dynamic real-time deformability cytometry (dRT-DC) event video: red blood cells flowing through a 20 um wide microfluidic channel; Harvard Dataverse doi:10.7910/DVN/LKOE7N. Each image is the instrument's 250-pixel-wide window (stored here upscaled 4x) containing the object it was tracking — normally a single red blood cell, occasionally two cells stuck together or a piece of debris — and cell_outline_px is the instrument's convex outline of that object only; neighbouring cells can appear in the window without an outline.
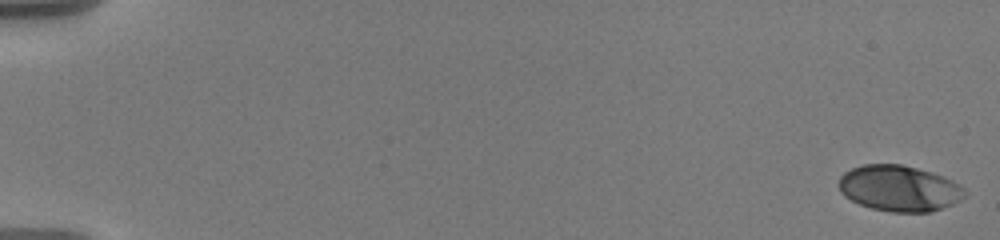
{"species": "human", "species_latin": "Homo sapiens", "temperature_condition": "warm", "stored_images_in_passage": 41, "camera_frame_rate_fps": 3000, "um_per_image_px": 0.085, "donor": {"sex": "male"}, "frame": {"image": 1, "passage_image": 1, "time_ms": 0.0, "image_size_px": [1000, 240], "cell_outline_px": [[968, 192], [960, 200], [952, 204], [932, 212], [892, 212], [872, 208], [860, 204], [844, 196], [840, 192], [836, 184], [840, 176], [844, 172], [852, 168], [864, 164], [900, 164], [932, 172], [944, 176], [960, 184]], "centroid_in_image_um": [76.43, 16.0], "position_along_channel_um": 8.6, "area_um2": 33.99}}
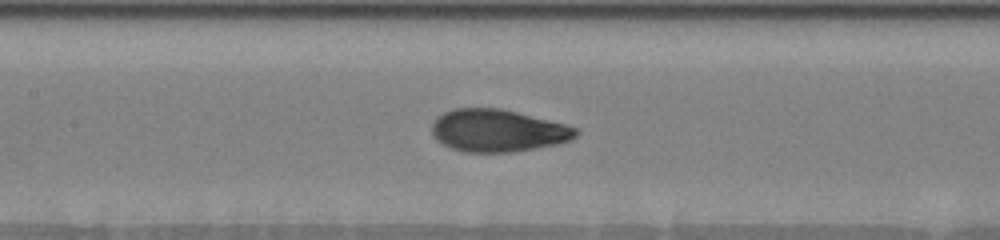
{"frame": {"image": 2, "passage_image": 17, "time_ms": 9.333, "image_size_px": [1000, 240], "cell_outline_px": [[580, 132], [576, 136], [568, 140], [556, 144], [512, 152], [464, 152], [452, 148], [436, 140], [432, 136], [432, 124], [436, 116], [452, 108], [500, 108], [564, 124], [576, 128]], "centroid_in_image_um": [42.25, 11.1], "position_along_channel_um": 165.1, "area_um2": 35.37}}
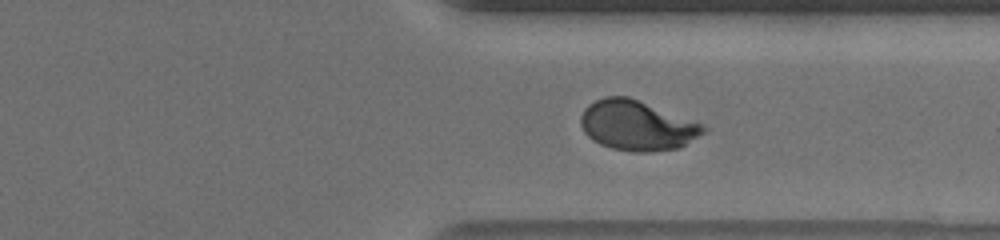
{"frame": {"image": 3, "passage_image": 29, "time_ms": 14.667, "image_size_px": [1000, 240], "cell_outline_px": [[708, 128], [704, 132], [680, 148], [652, 152], [636, 152], [612, 148], [600, 144], [592, 140], [584, 132], [580, 124], [580, 116], [584, 108], [588, 104], [604, 96], [628, 96], [704, 124]], "centroid_in_image_um": [54.13, 10.66], "position_along_channel_um": 357.3, "area_um2": 35.84}, "authors_computed_cell_mechanics": {"area_um2": 34.969, "velocity_mm_per_s": 3.6171, "shape_relaxation_time_tau1_ms": 5.5523, "shape_relaxation_time_tau2_ms": null, "deformation_change_tau1": 0.2008, "deformation_change_tau2": null}}